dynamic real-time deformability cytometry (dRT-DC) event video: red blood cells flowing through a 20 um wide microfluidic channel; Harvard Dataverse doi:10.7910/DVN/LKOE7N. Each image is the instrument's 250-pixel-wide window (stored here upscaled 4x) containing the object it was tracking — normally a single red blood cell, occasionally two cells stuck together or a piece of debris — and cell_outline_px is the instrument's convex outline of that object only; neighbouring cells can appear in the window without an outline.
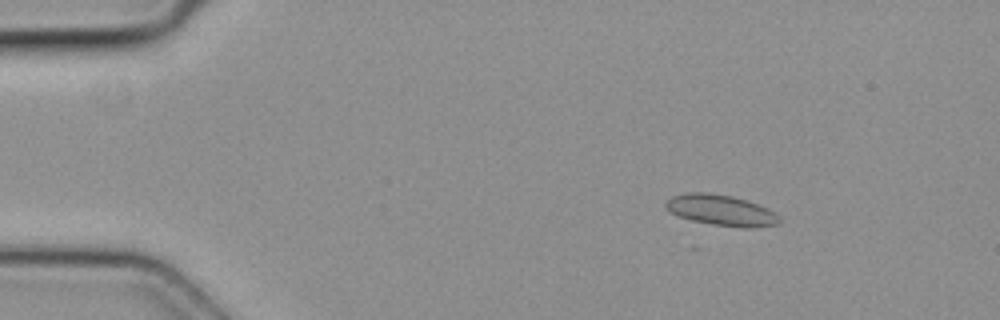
{"species": "common noctule bat (a hibernating species)", "species_latin": "Nyctalus noctula", "temperature_condition": "cold", "stored_images_in_passage": 3, "camera_frame_rate_fps": 3000, "um_per_image_px": 0.085, "animal": {"sex": "female", "body_mass_g": 19.3, "forearm_length_mm": 54.1}, "frame": {"image": 1, "passage_image": 1, "time_ms": 0.0, "image_size_px": [1000, 320], "cell_outline_px": [[780, 220], [776, 224], [756, 228], [744, 228], [712, 224], [692, 220], [676, 216], [668, 212], [664, 204], [672, 196], [688, 192], [708, 192], [732, 196], [768, 208], [780, 216]], "centroid_in_image_um": [61.26, 17.87], "position_along_channel_um": 23.7, "area_um2": 20.46}}